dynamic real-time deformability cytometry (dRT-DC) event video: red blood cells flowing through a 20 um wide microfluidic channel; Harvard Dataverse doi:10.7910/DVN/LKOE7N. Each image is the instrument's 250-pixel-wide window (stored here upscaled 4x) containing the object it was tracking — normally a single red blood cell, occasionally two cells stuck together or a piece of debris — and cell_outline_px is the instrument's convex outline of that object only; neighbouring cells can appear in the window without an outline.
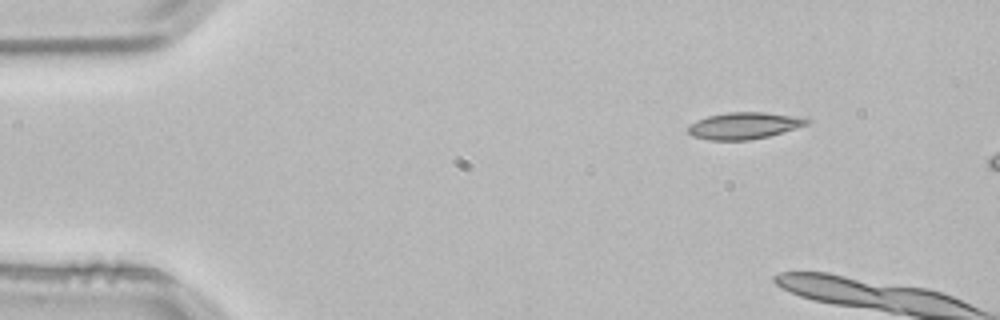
{"species": "common noctule bat (a hibernating species)", "species_latin": "Nyctalus noctula", "temperature_condition": "room temperature", "stored_images_in_passage": 2, "camera_frame_rate_fps": 3000, "um_per_image_px": 0.085, "animal": {"sex": "male", "body_mass_g": 21.5, "forearm_length_mm": 52.0}, "frame": {"image": 1, "passage_image": 2, "time_ms": 0.333, "image_size_px": [1000, 320], "cell_outline_px": [[812, 120], [808, 124], [768, 136], [748, 140], [708, 140], [692, 136], [688, 132], [688, 124], [696, 120], [708, 116], [728, 112], [764, 112], [808, 116]], "centroid_in_image_um": [63.29, 10.66], "position_along_channel_um": 21.7, "area_um2": 18.79}}